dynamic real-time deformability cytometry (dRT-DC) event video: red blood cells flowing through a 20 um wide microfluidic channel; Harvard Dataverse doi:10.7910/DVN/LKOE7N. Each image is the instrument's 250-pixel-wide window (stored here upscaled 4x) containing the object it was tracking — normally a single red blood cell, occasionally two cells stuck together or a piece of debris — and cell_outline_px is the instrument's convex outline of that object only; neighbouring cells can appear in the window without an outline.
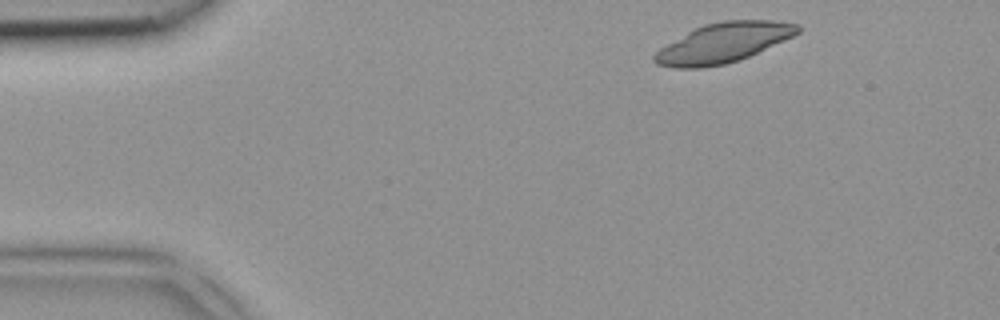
{"species": "common noctule bat (a hibernating species)", "species_latin": "Nyctalus noctula", "temperature_condition": "room temperature", "stored_images_in_passage": 3, "camera_frame_rate_fps": 3000, "um_per_image_px": 0.085, "animal": {"sex": "female", "body_mass_g": 18.4}, "frame": {"image": 1, "passage_image": 1, "time_ms": 0.0, "image_size_px": [1000, 320], "cell_outline_px": [[800, 32], [784, 40], [740, 60], [724, 64], [704, 68], [672, 68], [656, 64], [652, 60], [652, 56], [660, 48], [688, 32], [704, 24], [724, 20], [776, 20], [800, 24]], "centroid_in_image_um": [61.48, 3.64], "position_along_channel_um": 23.5, "area_um2": 33.06}}